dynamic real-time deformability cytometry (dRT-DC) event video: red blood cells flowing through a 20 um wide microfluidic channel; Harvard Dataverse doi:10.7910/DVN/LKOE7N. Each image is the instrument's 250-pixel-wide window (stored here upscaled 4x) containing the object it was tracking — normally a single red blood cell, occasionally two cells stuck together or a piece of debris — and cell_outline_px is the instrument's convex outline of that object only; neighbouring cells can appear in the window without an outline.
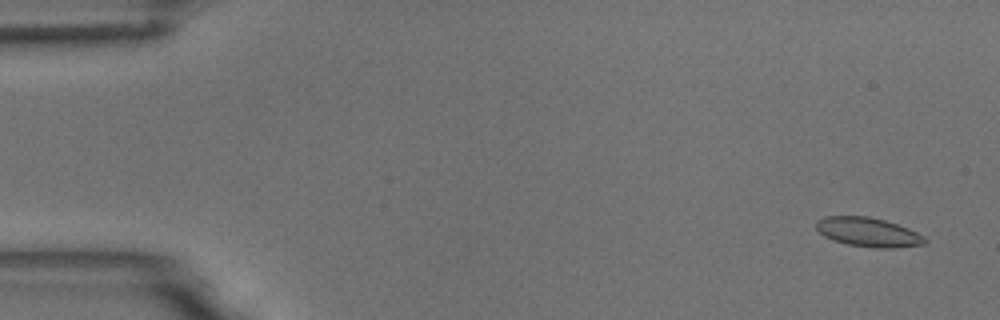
{"species": "common noctule bat (a hibernating species)", "species_latin": "Nyctalus noctula", "temperature_condition": "room temperature", "stored_images_in_passage": 59, "camera_frame_rate_fps": 3000, "um_per_image_px": 0.085, "animal": {"sex": "male", "body_mass_g": 18.8}, "frame": {"image": 1, "passage_image": 3, "time_ms": 0.667, "image_size_px": [1000, 320], "cell_outline_px": [[928, 240], [924, 244], [896, 248], [876, 248], [848, 244], [832, 240], [824, 236], [816, 228], [816, 220], [824, 216], [868, 216], [884, 220], [908, 228], [924, 236]], "centroid_in_image_um": [73.79, 19.73], "position_along_channel_um": 11.2, "area_um2": 18.5}}
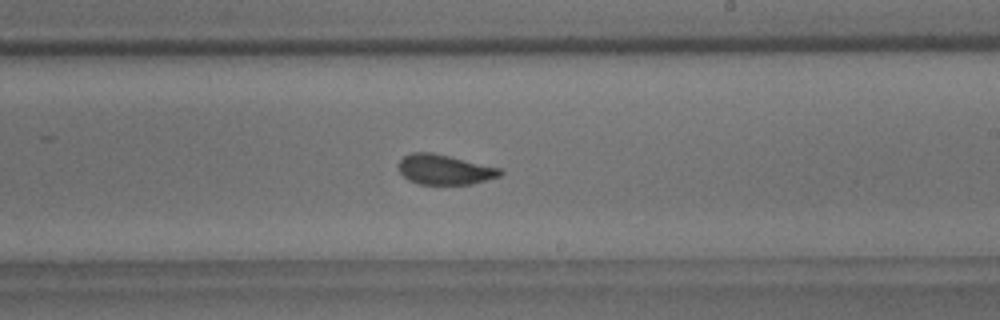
{"frame": {"image": 2, "passage_image": 35, "time_ms": 11.333, "image_size_px": [1000, 320], "cell_outline_px": [[504, 172], [500, 176], [472, 184], [420, 184], [408, 180], [400, 172], [400, 160], [404, 156], [412, 152], [432, 152], [500, 168]], "centroid_in_image_um": [37.8, 14.41], "position_along_channel_um": 251.2, "area_um2": 17.57}}
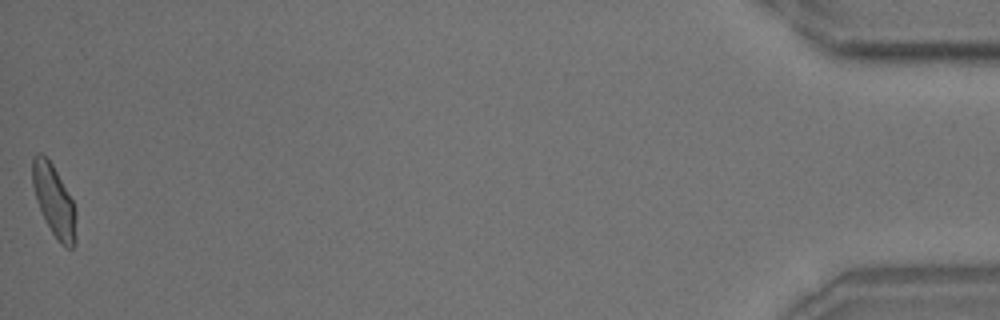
{"frame": {"image": 3, "passage_image": 59, "time_ms": 19.333, "image_size_px": [1000, 320], "cell_outline_px": [[76, 240], [72, 248], [68, 248], [60, 244], [52, 232], [36, 200], [32, 184], [32, 156], [36, 152], [40, 152], [52, 164], [72, 200], [76, 208]], "centroid_in_image_um": [4.6, 17.06], "position_along_channel_um": 430.6, "area_um2": 17.98}, "authors_computed_cell_mechanics": {"area_um2": 18.3804, "velocity_mm_per_s": 3.4441, "shape_relaxation_time_tau1_ms": 4.5359, "shape_relaxation_time_tau2_ms": 1.1991, "deformation_change_tau1": 0.1373, "deformation_change_tau2": 0.0627}}